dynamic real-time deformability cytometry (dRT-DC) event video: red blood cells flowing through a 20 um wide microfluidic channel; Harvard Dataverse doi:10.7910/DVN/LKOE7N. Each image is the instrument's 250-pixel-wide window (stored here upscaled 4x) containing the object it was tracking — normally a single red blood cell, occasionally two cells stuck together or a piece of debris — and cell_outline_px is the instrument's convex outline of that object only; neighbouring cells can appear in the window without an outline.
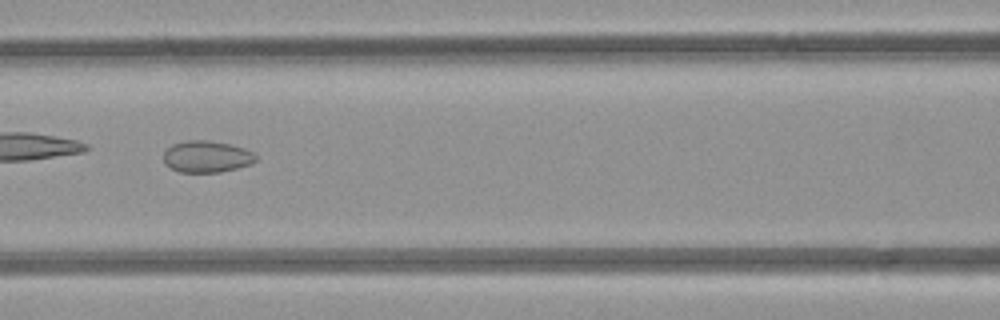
{"species": "common noctule bat (a hibernating species)", "species_latin": "Nyctalus noctula", "temperature_condition": "room temperature", "stored_images_in_passage": 7, "camera_frame_rate_fps": 3000, "um_per_image_px": 0.085, "animal": {"sex": "female", "body_mass_g": 21.9}, "frame": {"image": 1, "passage_image": 7, "time_ms": 7.667, "image_size_px": [1000, 320], "cell_outline_px": [[256, 160], [252, 164], [220, 172], [180, 172], [164, 164], [164, 152], [172, 144], [188, 140], [208, 140], [232, 144], [244, 148], [252, 152], [256, 156]], "centroid_in_image_um": [17.57, 13.3], "position_along_channel_um": 149.0, "area_um2": 17.05}}